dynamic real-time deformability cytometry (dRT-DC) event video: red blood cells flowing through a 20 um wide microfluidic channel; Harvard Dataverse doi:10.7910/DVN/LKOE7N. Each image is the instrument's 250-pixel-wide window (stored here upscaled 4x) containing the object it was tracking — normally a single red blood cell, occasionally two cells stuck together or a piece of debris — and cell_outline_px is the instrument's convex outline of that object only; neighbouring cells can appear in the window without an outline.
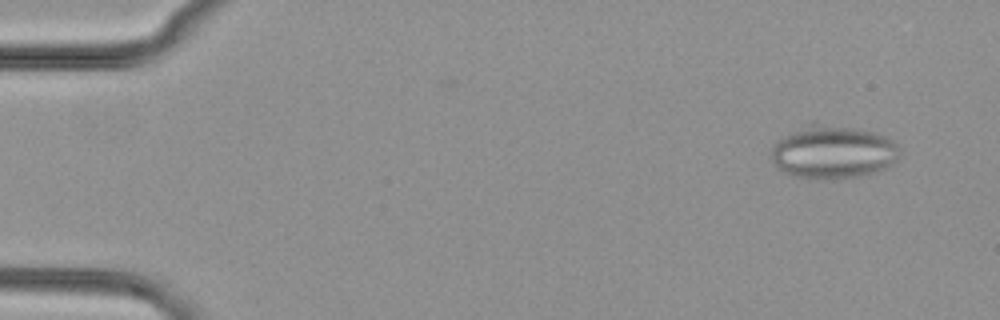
{"species": "common noctule bat (a hibernating species)", "species_latin": "Nyctalus noctula", "temperature_condition": "cold", "stored_images_in_passage": 38, "segment_of_instrument_passage": [1, 2], "camera_frame_rate_fps": 3000, "um_per_image_px": 0.085, "animal": {"sex": "female", "body_mass_g": 29.2, "forearm_length_mm": 56.3}, "frame": {"image": 1, "passage_image": 4, "time_ms": 1.0, "image_size_px": [1000, 320], "cell_outline_px": [[900, 152], [896, 160], [888, 168], [868, 176], [828, 180], [820, 180], [796, 176], [784, 172], [772, 160], [772, 148], [776, 140], [812, 120], [816, 120], [872, 132], [884, 136], [892, 140], [900, 148]], "centroid_in_image_um": [70.82, 12.92], "position_along_channel_um": 14.2, "area_um2": 40.69}}